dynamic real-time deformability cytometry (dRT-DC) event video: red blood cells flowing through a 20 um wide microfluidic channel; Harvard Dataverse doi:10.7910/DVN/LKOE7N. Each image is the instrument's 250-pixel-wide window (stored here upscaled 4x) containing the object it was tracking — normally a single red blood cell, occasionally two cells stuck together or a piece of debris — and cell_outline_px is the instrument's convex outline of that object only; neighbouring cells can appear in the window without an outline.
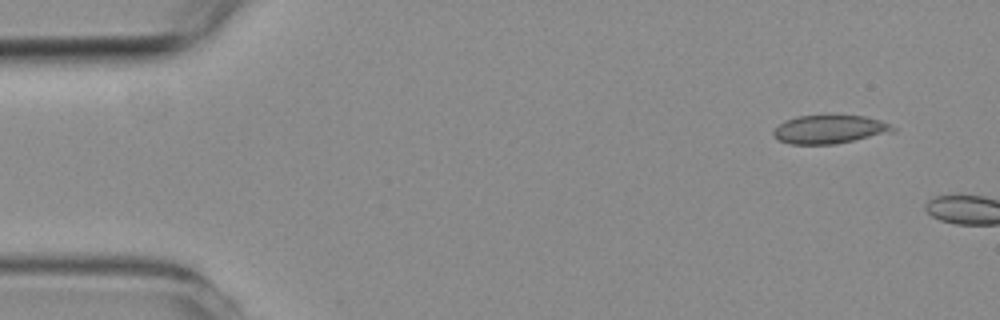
{"species": "common noctule bat (a hibernating species)", "species_latin": "Nyctalus noctula", "temperature_condition": "room temperature", "stored_images_in_passage": 6, "camera_frame_rate_fps": 3000, "um_per_image_px": 0.085, "animal": {"sex": "female", "body_mass_g": 19.3, "forearm_length_mm": 54.1}, "frame": {"image": 1, "passage_image": 1, "time_ms": 0.0, "image_size_px": [1000, 320], "cell_outline_px": [[896, 132], [836, 144], [792, 144], [780, 140], [772, 136], [772, 132], [784, 120], [796, 116], [864, 116], [880, 120], [896, 128]], "centroid_in_image_um": [70.53, 11.0], "position_along_channel_um": 14.5, "area_um2": 19.77}}